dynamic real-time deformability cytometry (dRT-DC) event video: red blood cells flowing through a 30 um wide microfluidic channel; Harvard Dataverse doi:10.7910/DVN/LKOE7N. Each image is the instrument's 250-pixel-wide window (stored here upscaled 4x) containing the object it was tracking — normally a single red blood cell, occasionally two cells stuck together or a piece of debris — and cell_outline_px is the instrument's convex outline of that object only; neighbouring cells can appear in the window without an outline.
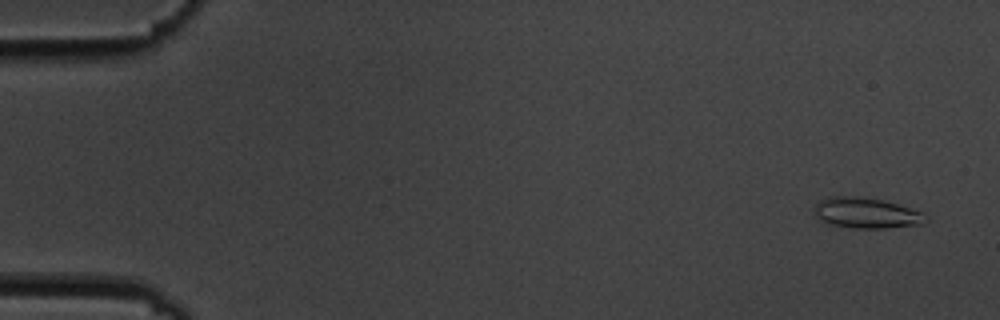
{"species": "common noctule bat (a hibernating species)", "species_latin": "Nyctalus noctula", "temperature_condition": "cold", "stored_images_in_passage": 16, "camera_frame_rate_fps": 3000, "um_per_image_px": 0.085, "animal": {"sex": "male", "body_mass_g": 19.5, "forearm_length_mm": 54.6}, "frame": {"image": 1, "passage_image": 3, "time_ms": 0.667, "image_size_px": [1000, 320], "cell_outline_px": [[928, 220], [924, 224], [884, 228], [856, 228], [832, 224], [820, 220], [816, 216], [816, 204], [820, 200], [828, 196], [864, 196], [884, 200], [924, 212]], "centroid_in_image_um": [73.68, 18.09], "position_along_channel_um": 11.3, "area_um2": 19.94}}
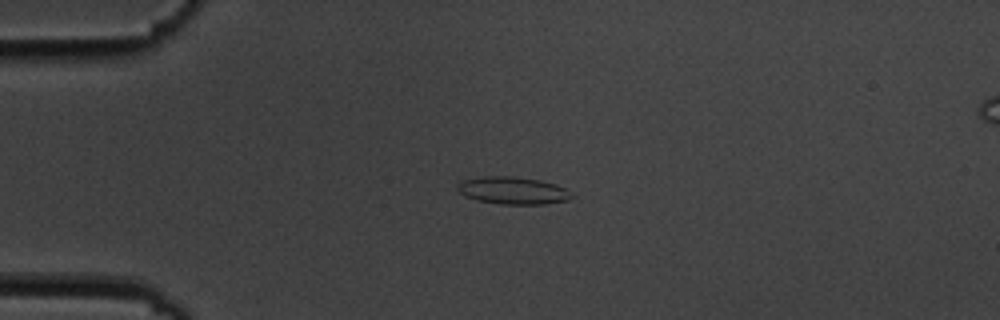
{"frame": {"image": 2, "passage_image": 14, "time_ms": 4.333, "image_size_px": [1000, 320], "cell_outline_px": [[576, 196], [568, 200], [544, 204], [500, 204], [476, 200], [464, 196], [456, 188], [464, 180], [480, 176], [512, 176], [540, 180], [556, 184], [564, 188]], "centroid_in_image_um": [43.61, 16.2], "position_along_channel_um": 41.4, "area_um2": 18.26}}